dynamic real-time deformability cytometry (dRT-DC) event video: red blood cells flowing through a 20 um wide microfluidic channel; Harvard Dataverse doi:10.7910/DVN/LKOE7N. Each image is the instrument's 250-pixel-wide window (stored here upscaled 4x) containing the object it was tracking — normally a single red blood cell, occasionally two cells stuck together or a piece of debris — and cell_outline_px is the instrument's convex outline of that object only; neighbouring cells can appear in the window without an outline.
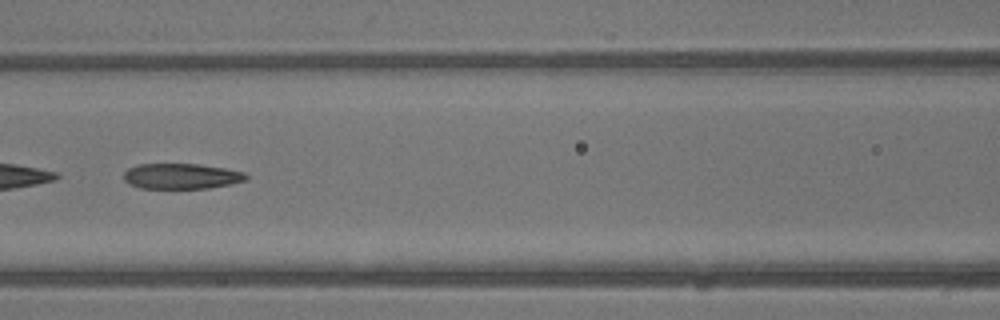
{"species": "common noctule bat (a hibernating species)", "species_latin": "Nyctalus noctula", "temperature_condition": "warm", "stored_images_in_passage": 40, "camera_frame_rate_fps": 3000, "um_per_image_px": 0.085, "animal": {"sex": "male", "body_mass_g": 13.3}, "frame": {"image": 1, "passage_image": 18, "time_ms": 5.667, "image_size_px": [1000, 320], "cell_outline_px": [[248, 180], [232, 184], [208, 188], [140, 188], [128, 184], [124, 180], [124, 172], [128, 168], [136, 164], [196, 164], [224, 168], [244, 172], [248, 176]], "centroid_in_image_um": [15.41, 14.98], "position_along_channel_um": 151.2, "area_um2": 18.26}}
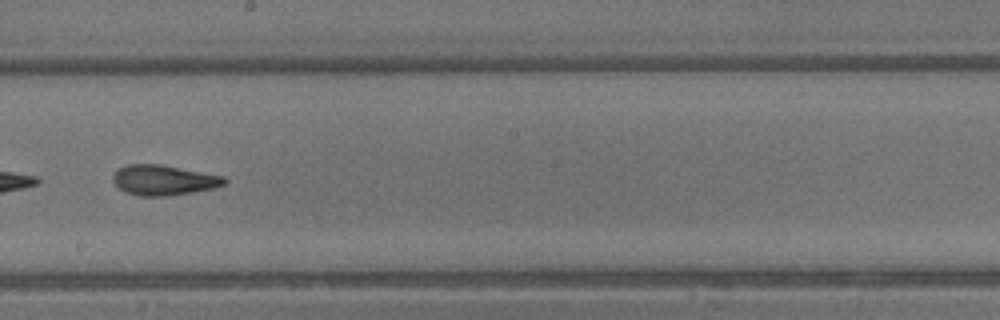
{"frame": {"image": 2, "passage_image": 23, "time_ms": 7.333, "image_size_px": [1000, 320], "cell_outline_px": [[228, 180], [224, 184], [212, 188], [192, 192], [164, 196], [140, 196], [124, 192], [112, 180], [112, 176], [116, 168], [128, 164], [160, 164], [224, 176]], "centroid_in_image_um": [13.87, 15.3], "position_along_channel_um": 234.3, "area_um2": 19.59}, "authors_computed_cell_mechanics": {"area_um2": 20.4612, "velocity_mm_per_s": 4.9893, "shape_relaxation_time_tau1_ms": 7.797, "shape_relaxation_time_tau2_ms": 1.8843, "deformation_change_tau1": 0.2715, "deformation_change_tau2": 0.1117}}